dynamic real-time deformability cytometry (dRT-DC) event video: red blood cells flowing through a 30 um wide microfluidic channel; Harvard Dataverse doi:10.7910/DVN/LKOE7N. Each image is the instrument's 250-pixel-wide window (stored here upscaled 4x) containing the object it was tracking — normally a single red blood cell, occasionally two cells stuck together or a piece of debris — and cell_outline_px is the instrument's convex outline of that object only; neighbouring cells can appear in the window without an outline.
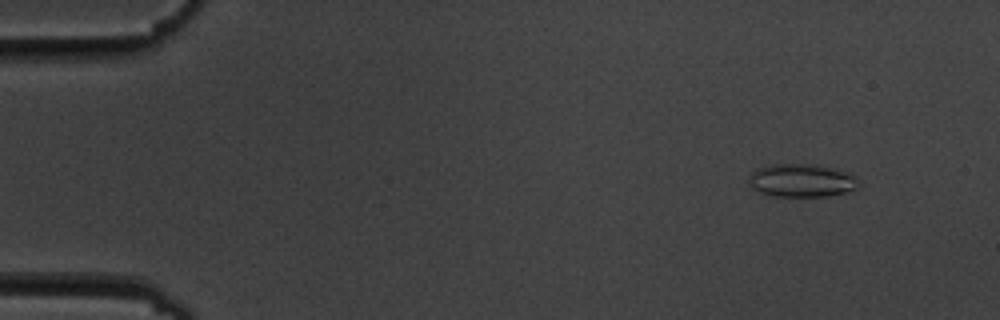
{"species": "common noctule bat (a hibernating species)", "species_latin": "Nyctalus noctula", "temperature_condition": "cold", "stored_images_in_passage": 6, "camera_frame_rate_fps": 3000, "um_per_image_px": 0.085, "animal": {"sex": "male", "body_mass_g": 19.5, "forearm_length_mm": 54.6}, "frame": {"image": 1, "passage_image": 2, "time_ms": 1.333, "image_size_px": [1000, 320], "cell_outline_px": [[860, 184], [856, 188], [848, 192], [828, 196], [772, 196], [760, 192], [752, 188], [752, 172], [756, 168], [772, 164], [816, 164], [832, 168], [856, 176], [860, 180]], "centroid_in_image_um": [68.19, 15.34], "position_along_channel_um": 16.8, "area_um2": 21.1}}
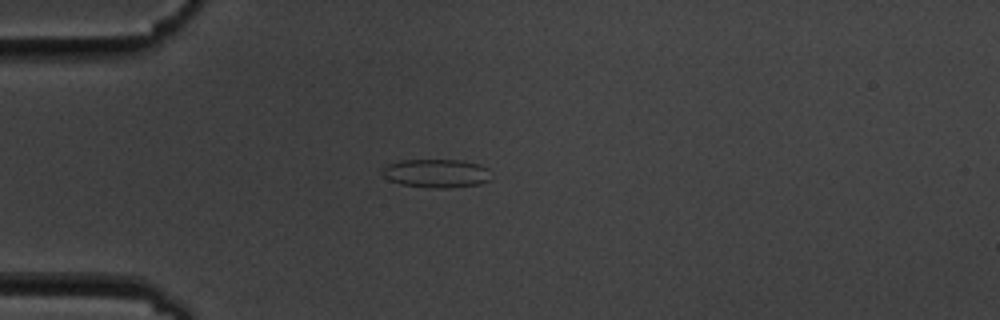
{"frame": {"image": 2, "passage_image": 5, "time_ms": 4.667, "image_size_px": [1000, 320], "cell_outline_px": [[492, 180], [480, 184], [448, 188], [432, 188], [400, 184], [388, 180], [380, 172], [388, 164], [400, 160], [464, 160], [480, 164], [488, 168]], "centroid_in_image_um": [37.12, 14.73], "position_along_channel_um": 47.9, "area_um2": 18.38}}